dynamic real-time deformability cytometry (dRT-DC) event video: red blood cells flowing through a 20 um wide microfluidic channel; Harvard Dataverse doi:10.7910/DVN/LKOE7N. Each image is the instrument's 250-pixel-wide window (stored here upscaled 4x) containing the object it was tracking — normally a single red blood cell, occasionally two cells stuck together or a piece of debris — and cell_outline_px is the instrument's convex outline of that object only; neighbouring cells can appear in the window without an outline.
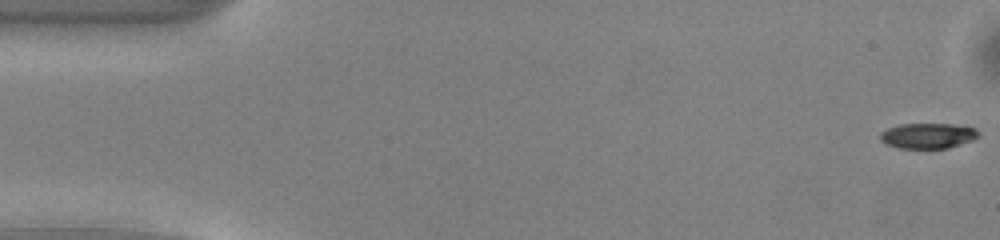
{"species": "common noctule bat (a hibernating species)", "species_latin": "Nyctalus noctula", "temperature_condition": "warm", "stored_images_in_passage": 51, "camera_frame_rate_fps": 3000, "um_per_image_px": 0.085, "animal": {"sex": "male", "body_mass_g": 13.0, "forearm_length_mm": 53.1}, "frame": {"image": 1, "passage_image": 1, "time_ms": 0.0, "image_size_px": [1000, 240], "cell_outline_px": [[980, 136], [972, 140], [948, 148], [900, 148], [888, 144], [880, 140], [880, 132], [888, 128], [900, 124], [956, 124], [976, 128], [980, 132]], "centroid_in_image_um": [78.91, 11.53], "position_along_channel_um": 6.1, "area_um2": 14.57}}
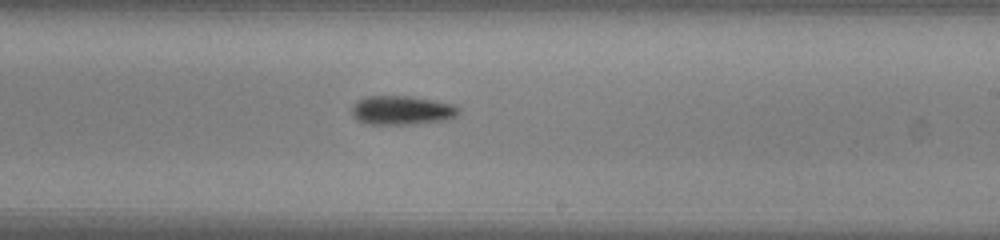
{"frame": {"image": 2, "passage_image": 30, "time_ms": 9.667, "image_size_px": [1000, 240], "cell_outline_px": [[460, 112], [456, 116], [448, 120], [412, 124], [368, 124], [356, 120], [352, 116], [352, 108], [360, 100], [368, 96], [404, 96], [432, 100], [452, 104], [460, 108]], "centroid_in_image_um": [34.18, 9.39], "position_along_channel_um": 254.8, "area_um2": 17.92}}
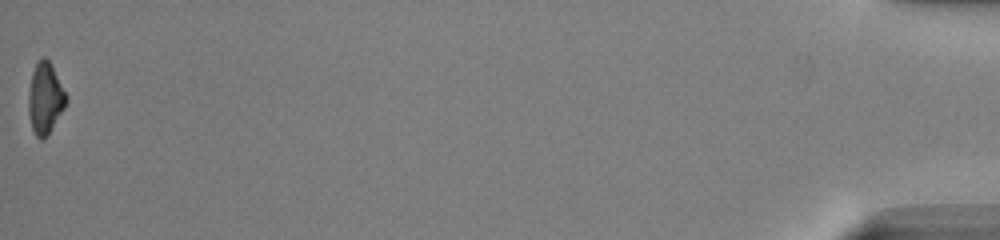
{"frame": {"image": 3, "passage_image": 51, "time_ms": 16.667, "image_size_px": [1000, 240], "cell_outline_px": [[68, 100], [64, 108], [44, 140], [40, 140], [36, 136], [32, 128], [28, 112], [28, 92], [32, 72], [36, 64], [44, 56], [48, 60]], "centroid_in_image_um": [3.8, 8.4], "position_along_channel_um": 431.4, "area_um2": 15.2}, "authors_computed_cell_mechanics": {"area_um2": 16.5886, "velocity_mm_per_s": 4.0601, "shape_relaxation_time_tau1_ms": 2.3839, "shape_relaxation_time_tau2_ms": null, "deformation_change_tau1": 0.1143, "deformation_change_tau2": null}}